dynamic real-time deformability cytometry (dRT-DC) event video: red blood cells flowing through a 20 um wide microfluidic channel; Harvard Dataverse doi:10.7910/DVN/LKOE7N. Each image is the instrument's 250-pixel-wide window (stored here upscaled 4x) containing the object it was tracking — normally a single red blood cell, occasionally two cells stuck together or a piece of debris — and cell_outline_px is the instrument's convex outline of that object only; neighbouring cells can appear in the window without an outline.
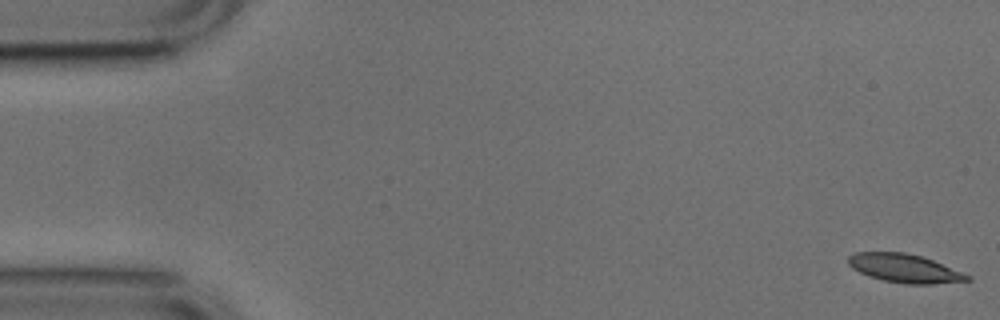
{"species": "common noctule bat (a hibernating species)", "species_latin": "Nyctalus noctula", "temperature_condition": "cold", "stored_images_in_passage": 4, "camera_frame_rate_fps": 3000, "um_per_image_px": 0.085, "animal": {"sex": "male", "body_mass_g": 17.9, "forearm_length_mm": 54.2}, "frame": {"image": 1, "passage_image": 1, "time_ms": 0.0, "image_size_px": [1000, 320], "cell_outline_px": [[972, 280], [932, 284], [904, 284], [884, 280], [868, 276], [852, 268], [848, 264], [848, 256], [856, 252], [904, 252], [920, 256], [932, 260], [972, 276]], "centroid_in_image_um": [76.88, 22.81], "position_along_channel_um": 8.1, "area_um2": 19.71}}